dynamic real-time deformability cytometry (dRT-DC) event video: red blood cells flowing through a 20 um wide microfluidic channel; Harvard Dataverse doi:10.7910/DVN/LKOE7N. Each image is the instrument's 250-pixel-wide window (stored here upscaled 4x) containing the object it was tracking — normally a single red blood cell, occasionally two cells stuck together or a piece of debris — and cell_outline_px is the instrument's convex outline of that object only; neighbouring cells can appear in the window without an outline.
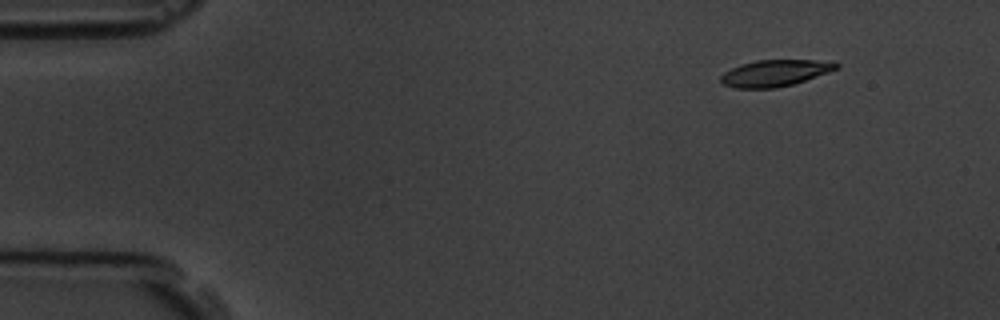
{"species": "common noctule bat (a hibernating species)", "species_latin": "Nyctalus noctula", "temperature_condition": "room temperature", "stored_images_in_passage": 4, "camera_frame_rate_fps": 3000, "um_per_image_px": 0.085, "animal": {"sex": "male", "body_mass_g": 19.5, "forearm_length_mm": 54.6}, "frame": {"image": 1, "passage_image": 1, "time_ms": 0.0, "image_size_px": [1000, 320], "cell_outline_px": [[840, 68], [792, 84], [776, 88], [736, 88], [724, 84], [720, 80], [720, 76], [724, 72], [740, 64], [756, 60], [836, 60], [840, 64]], "centroid_in_image_um": [65.92, 6.19], "position_along_channel_um": 19.1, "area_um2": 17.92}}
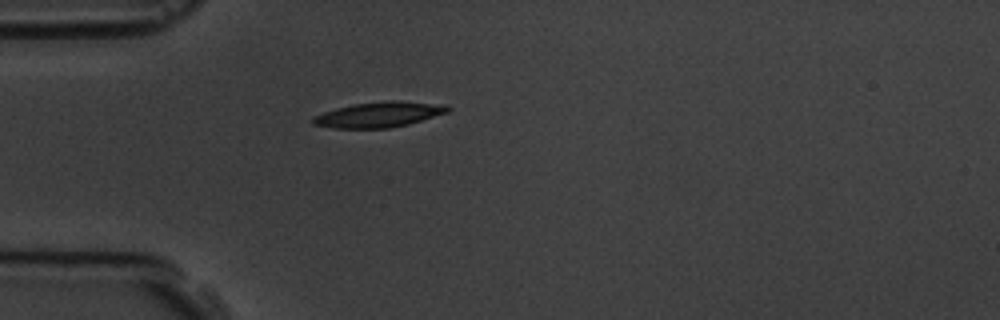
{"frame": {"image": 2, "passage_image": 4, "time_ms": 3.333, "image_size_px": [1000, 320], "cell_outline_px": [[452, 108], [448, 112], [408, 124], [388, 128], [332, 128], [312, 124], [312, 116], [336, 108], [356, 104], [392, 100], [448, 104]], "centroid_in_image_um": [32.24, 9.73], "position_along_channel_um": 52.8, "area_um2": 19.88}}